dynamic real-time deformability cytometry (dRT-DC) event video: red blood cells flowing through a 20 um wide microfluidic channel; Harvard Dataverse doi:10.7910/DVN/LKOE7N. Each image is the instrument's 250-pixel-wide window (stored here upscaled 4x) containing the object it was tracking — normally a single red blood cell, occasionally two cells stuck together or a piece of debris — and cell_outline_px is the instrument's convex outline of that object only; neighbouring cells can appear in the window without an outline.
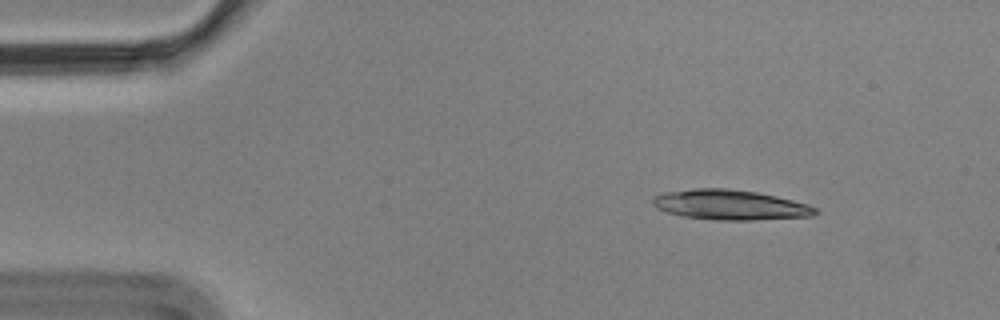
{"species": "Egyptian fruit bat (a non-hibernating species)", "species_latin": "Rousettus aegyptiacus", "temperature_condition": "cold", "stored_images_in_passage": 3, "camera_frame_rate_fps": 3000, "um_per_image_px": 0.085, "animal": {"sex": "male"}, "frame": {"image": 1, "passage_image": 1, "time_ms": 0.0, "image_size_px": [1000, 320], "cell_outline_px": [[820, 212], [812, 216], [752, 220], [720, 220], [684, 216], [668, 212], [656, 208], [652, 204], [652, 200], [656, 196], [664, 192], [696, 188], [728, 188], [756, 192], [776, 196], [808, 204], [816, 208]], "centroid_in_image_um": [62.08, 17.41], "position_along_channel_um": 22.9, "area_um2": 28.32}}